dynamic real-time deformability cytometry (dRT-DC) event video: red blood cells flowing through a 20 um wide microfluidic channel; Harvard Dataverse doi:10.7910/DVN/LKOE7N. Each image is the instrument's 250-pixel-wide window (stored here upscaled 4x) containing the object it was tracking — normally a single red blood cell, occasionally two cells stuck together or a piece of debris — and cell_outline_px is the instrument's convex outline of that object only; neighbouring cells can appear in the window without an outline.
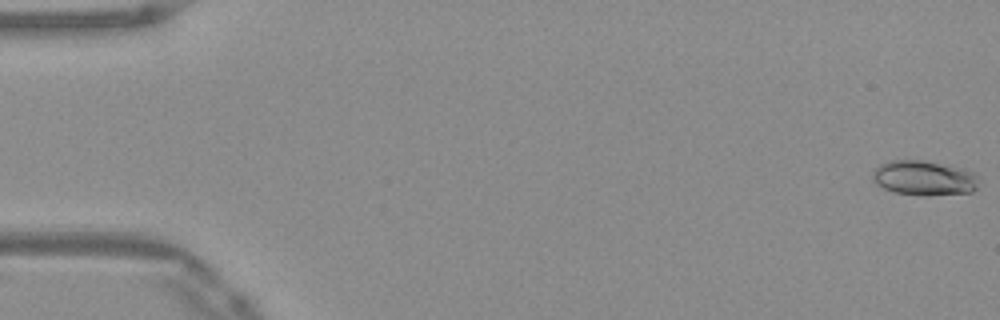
{"species": "Egyptian fruit bat (a non-hibernating species)", "species_latin": "Rousettus aegyptiacus", "temperature_condition": "warm", "stored_images_in_passage": 29, "camera_frame_rate_fps": 3000, "um_per_image_px": 0.085, "frame": {"image": 1, "passage_image": 1, "time_ms": 0.0, "image_size_px": [1000, 320], "cell_outline_px": [[976, 188], [972, 192], [928, 196], [924, 196], [892, 192], [876, 184], [872, 180], [872, 172], [880, 164], [888, 160], [924, 160], [964, 168], [972, 172], [976, 176]], "centroid_in_image_um": [78.5, 15.13], "position_along_channel_um": 6.5, "area_um2": 21.73}}
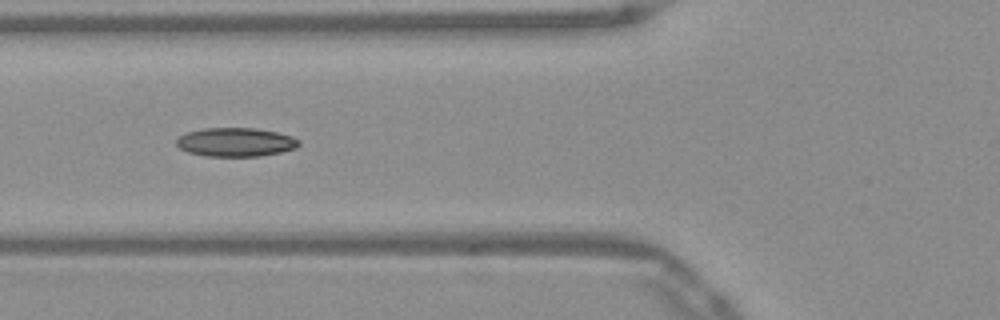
{"frame": {"image": 2, "passage_image": 20, "time_ms": 6.333, "image_size_px": [1000, 320], "cell_outline_px": [[300, 144], [296, 148], [280, 152], [260, 156], [204, 156], [188, 152], [180, 148], [176, 144], [176, 140], [184, 132], [204, 128], [256, 128], [276, 132], [292, 136], [300, 140]], "centroid_in_image_um": [20.02, 12.08], "position_along_channel_um": 105.8, "area_um2": 20.63}}
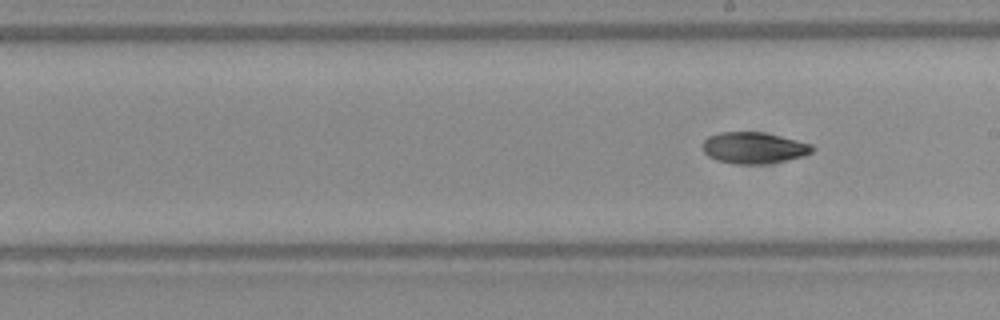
{"frame": {"image": 3, "passage_image": 29, "time_ms": 9.333, "image_size_px": [1000, 320], "cell_outline_px": [[812, 152], [804, 156], [764, 164], [740, 164], [716, 160], [708, 156], [704, 152], [704, 140], [708, 136], [720, 132], [764, 132], [812, 144]], "centroid_in_image_um": [64.06, 12.56], "position_along_channel_um": 224.9, "area_um2": 19.83}}